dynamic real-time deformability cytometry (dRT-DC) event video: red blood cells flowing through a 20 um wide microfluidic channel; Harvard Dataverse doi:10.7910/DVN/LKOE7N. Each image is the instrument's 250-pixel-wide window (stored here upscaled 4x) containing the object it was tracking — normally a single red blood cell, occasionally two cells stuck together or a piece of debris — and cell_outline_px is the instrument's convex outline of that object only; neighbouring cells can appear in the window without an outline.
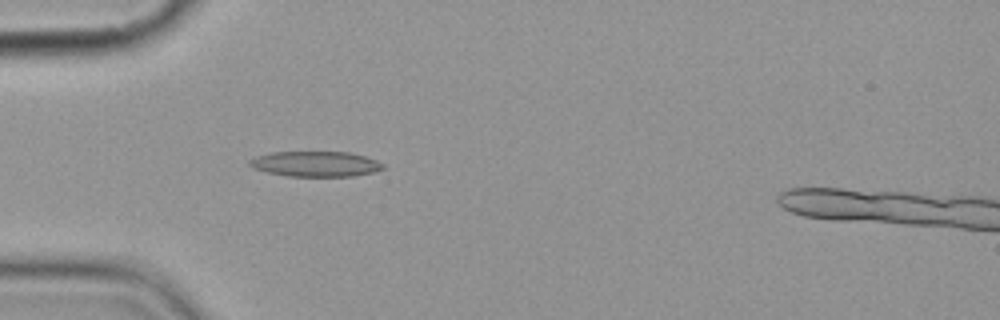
{"species": "common noctule bat (a hibernating species)", "species_latin": "Nyctalus noctula", "temperature_condition": "cold", "stored_images_in_passage": 6, "camera_frame_rate_fps": 3000, "um_per_image_px": 0.085, "animal": {"sex": "female", "body_mass_g": 19.9}, "frame": {"image": 1, "passage_image": 5, "time_ms": 4.667, "image_size_px": [1000, 320], "cell_outline_px": [[384, 168], [372, 172], [352, 176], [288, 176], [268, 172], [252, 168], [248, 164], [248, 160], [256, 156], [272, 152], [348, 152], [364, 156], [376, 160], [384, 164]], "centroid_in_image_um": [26.79, 13.93], "position_along_channel_um": 58.2, "area_um2": 19.59}}